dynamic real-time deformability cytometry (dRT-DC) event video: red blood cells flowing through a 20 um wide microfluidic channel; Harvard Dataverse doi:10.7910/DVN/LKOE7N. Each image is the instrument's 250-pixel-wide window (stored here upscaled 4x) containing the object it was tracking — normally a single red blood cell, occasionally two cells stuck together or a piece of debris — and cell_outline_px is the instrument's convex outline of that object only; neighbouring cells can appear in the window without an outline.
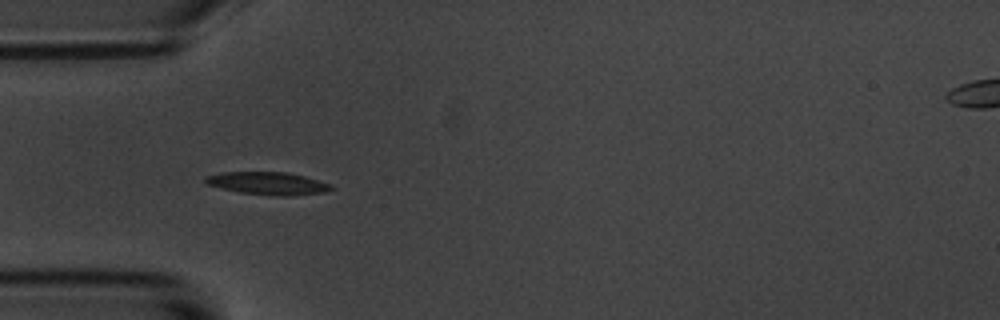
{"species": "common noctule bat (a hibernating species)", "species_latin": "Nyctalus noctula", "temperature_condition": "room temperature", "stored_images_in_passage": 8, "camera_frame_rate_fps": 3000, "um_per_image_px": 0.085, "animal": {"sex": "male", "body_mass_g": 20.1, "forearm_length_mm": 53.5}, "frame": {"image": 1, "passage_image": 5, "time_ms": 4.667, "image_size_px": [1000, 320], "cell_outline_px": [[336, 188], [324, 192], [292, 196], [276, 196], [240, 192], [208, 184], [204, 180], [204, 176], [220, 172], [284, 172], [304, 176], [332, 184]], "centroid_in_image_um": [22.81, 15.58], "position_along_channel_um": 62.2, "area_um2": 16.59}}
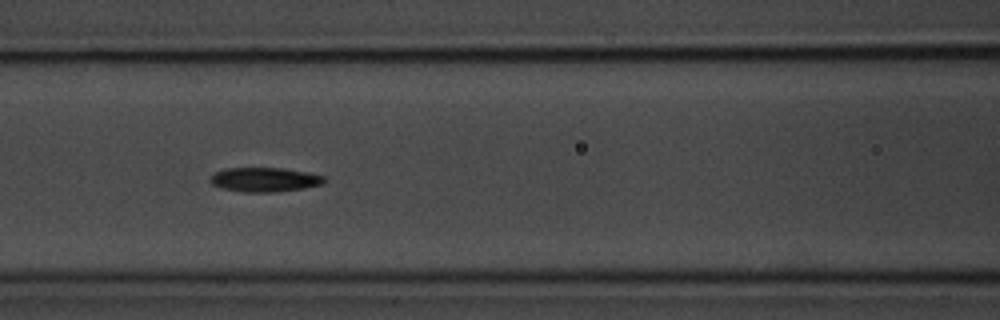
{"frame": {"image": 2, "passage_image": 7, "time_ms": 7.0, "image_size_px": [1000, 320], "cell_outline_px": [[324, 180], [320, 184], [304, 188], [276, 192], [244, 192], [220, 188], [212, 184], [212, 176], [216, 172], [224, 168], [280, 168], [304, 172], [324, 176]], "centroid_in_image_um": [22.45, 15.27], "position_along_channel_um": 144.1, "area_um2": 15.84}}
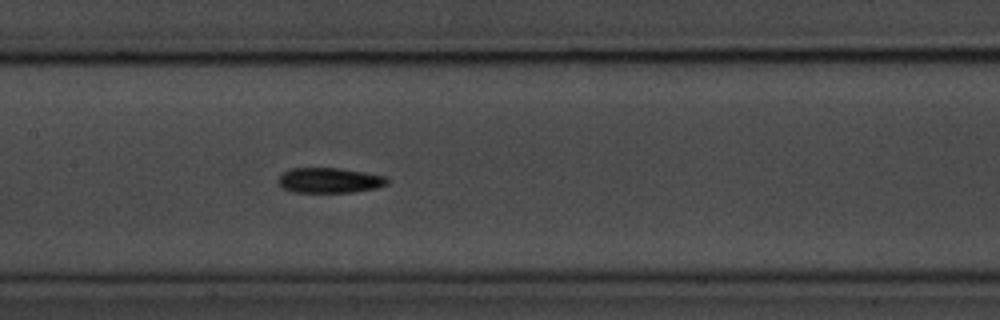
{"frame": {"image": 3, "passage_image": 8, "time_ms": 8.0, "image_size_px": [1000, 320], "cell_outline_px": [[388, 184], [376, 188], [352, 192], [292, 192], [284, 188], [276, 180], [280, 172], [288, 168], [340, 168], [364, 172], [384, 176], [388, 180]], "centroid_in_image_um": [27.94, 15.32], "position_along_channel_um": 179.5, "area_um2": 16.13}}